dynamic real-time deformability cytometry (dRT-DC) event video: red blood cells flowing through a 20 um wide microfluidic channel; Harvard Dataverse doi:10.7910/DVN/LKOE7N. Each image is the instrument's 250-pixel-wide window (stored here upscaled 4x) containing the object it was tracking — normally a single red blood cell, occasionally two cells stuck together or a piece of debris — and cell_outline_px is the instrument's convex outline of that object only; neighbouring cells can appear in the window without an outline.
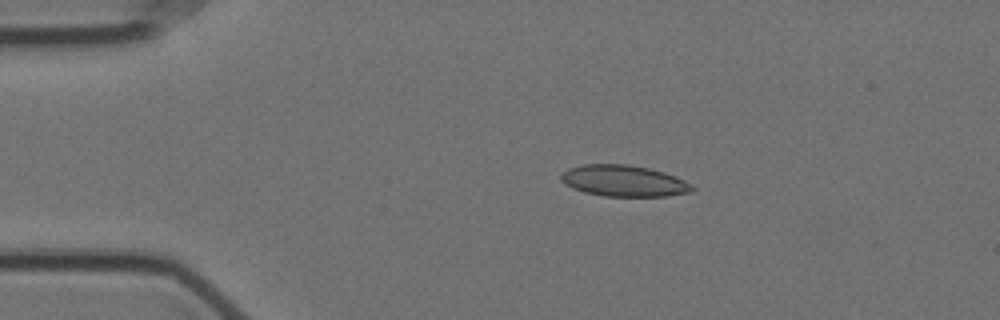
{"species": "Egyptian fruit bat (a non-hibernating species)", "species_latin": "Rousettus aegyptiacus", "temperature_condition": "cold", "stored_images_in_passage": 54, "camera_frame_rate_fps": 3000, "um_per_image_px": 0.085, "animal": {"sex": "female"}, "frame": {"image": 1, "passage_image": 11, "time_ms": 3.333, "image_size_px": [1000, 320], "cell_outline_px": [[696, 188], [692, 192], [668, 196], [604, 196], [584, 192], [572, 188], [560, 180], [560, 176], [568, 168], [584, 164], [628, 164], [648, 168], [664, 172], [676, 176], [684, 180]], "centroid_in_image_um": [53.04, 15.37], "position_along_channel_um": 32.0, "area_um2": 23.99}}
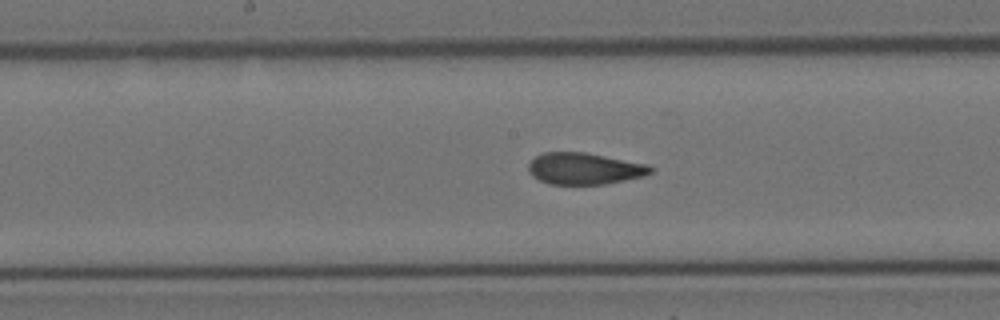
{"frame": {"image": 2, "passage_image": 29, "time_ms": 9.333, "image_size_px": [1000, 320], "cell_outline_px": [[656, 168], [652, 172], [644, 176], [604, 184], [548, 184], [532, 176], [528, 172], [528, 164], [536, 156], [544, 152], [584, 152], [648, 164]], "centroid_in_image_um": [49.68, 14.33], "position_along_channel_um": 198.5, "area_um2": 22.54}}
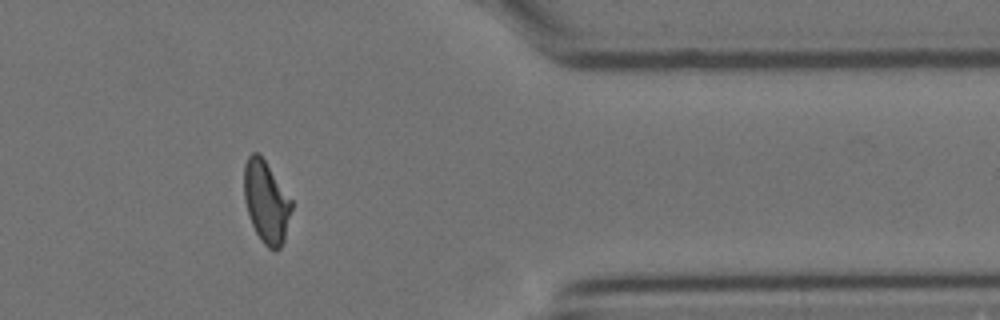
{"frame": {"image": 3, "passage_image": 47, "time_ms": 15.333, "image_size_px": [1000, 320], "cell_outline_px": [[292, 208], [284, 240], [280, 248], [276, 252], [268, 248], [260, 240], [252, 224], [244, 200], [244, 164], [248, 156], [252, 152], [260, 152], [292, 200]], "centroid_in_image_um": [22.62, 17.14], "position_along_channel_um": 388.8, "area_um2": 22.89}, "authors_computed_cell_mechanics": {"area_um2": 23.1778, "velocity_mm_per_s": 3.5093, "shape_relaxation_time_tau1_ms": null, "shape_relaxation_time_tau2_ms": 1.5877, "deformation_change_tau1": null, "deformation_change_tau2": 0.0594}}